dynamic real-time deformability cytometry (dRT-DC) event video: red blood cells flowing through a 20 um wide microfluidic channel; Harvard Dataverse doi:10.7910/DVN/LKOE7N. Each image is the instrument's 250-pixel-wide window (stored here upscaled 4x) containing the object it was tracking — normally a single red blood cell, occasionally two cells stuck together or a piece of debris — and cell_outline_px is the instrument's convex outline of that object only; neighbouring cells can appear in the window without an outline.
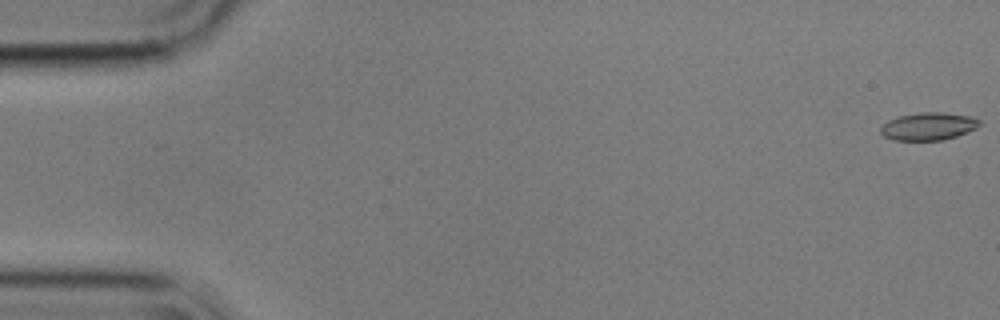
{"species": "common noctule bat (a hibernating species)", "species_latin": "Nyctalus noctula", "temperature_condition": "cold", "stored_images_in_passage": 57, "camera_frame_rate_fps": 3000, "um_per_image_px": 0.085, "animal": {"sex": "male", "body_mass_g": 17.9}, "frame": {"image": 1, "passage_image": 1, "time_ms": 0.0, "image_size_px": [1000, 320], "cell_outline_px": [[980, 124], [976, 128], [956, 136], [944, 140], [896, 140], [884, 136], [880, 132], [880, 128], [888, 120], [900, 116], [920, 112], [944, 112], [972, 116], [980, 120]], "centroid_in_image_um": [78.93, 10.73], "position_along_channel_um": 6.1, "area_um2": 15.9}}
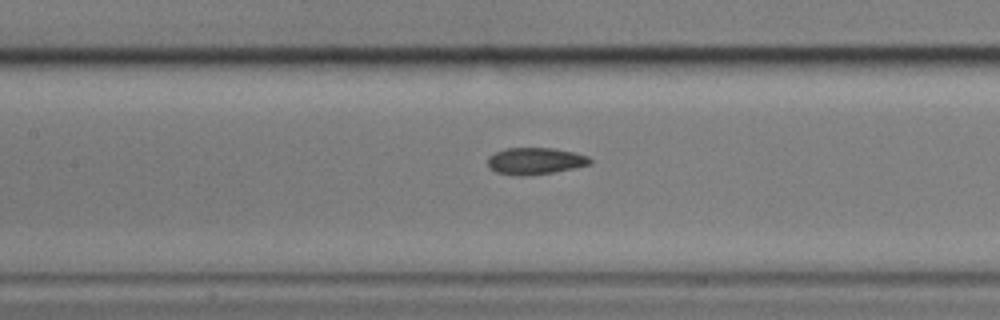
{"frame": {"image": 2, "passage_image": 26, "time_ms": 8.333, "image_size_px": [1000, 320], "cell_outline_px": [[592, 164], [576, 168], [552, 172], [524, 176], [520, 176], [496, 172], [488, 168], [488, 156], [504, 148], [552, 148], [572, 152], [588, 156], [592, 160]], "centroid_in_image_um": [45.48, 13.69], "position_along_channel_um": 161.9, "area_um2": 16.01}}
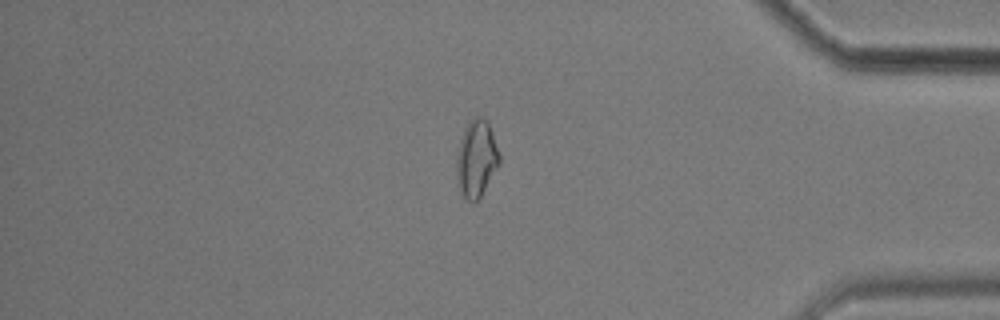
{"frame": {"image": 3, "passage_image": 48, "time_ms": 15.667, "image_size_px": [1000, 320], "cell_outline_px": [[500, 160], [496, 168], [480, 196], [472, 204], [464, 196], [460, 188], [456, 168], [456, 156], [460, 140], [464, 128], [476, 116], [480, 116], [488, 120], [500, 156]], "centroid_in_image_um": [40.49, 13.44], "position_along_channel_um": 394.7, "area_um2": 18.73}, "authors_computed_cell_mechanics": {"area_um2": 16.2418, "velocity_mm_per_s": 3.5692, "shape_relaxation_time_tau1_ms": 6.9571, "shape_relaxation_time_tau2_ms": 2.8226, "deformation_change_tau1": 0.1646, "deformation_change_tau2": 0.0805}}